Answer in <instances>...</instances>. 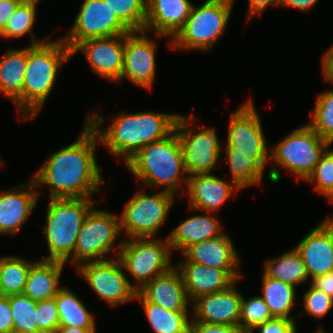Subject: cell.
<instances>
[{
  "mask_svg": "<svg viewBox=\"0 0 333 333\" xmlns=\"http://www.w3.org/2000/svg\"><path fill=\"white\" fill-rule=\"evenodd\" d=\"M79 135L73 144L50 154L33 177L37 186L48 185L50 198H91L103 184L95 156L99 137L88 122Z\"/></svg>",
  "mask_w": 333,
  "mask_h": 333,
  "instance_id": "cell-1",
  "label": "cell"
},
{
  "mask_svg": "<svg viewBox=\"0 0 333 333\" xmlns=\"http://www.w3.org/2000/svg\"><path fill=\"white\" fill-rule=\"evenodd\" d=\"M178 116L152 111L119 112L110 127L101 131L104 118L96 111L88 116L87 122L96 131L100 145L106 146L112 154L122 156L126 163L145 146L169 136L175 129Z\"/></svg>",
  "mask_w": 333,
  "mask_h": 333,
  "instance_id": "cell-2",
  "label": "cell"
},
{
  "mask_svg": "<svg viewBox=\"0 0 333 333\" xmlns=\"http://www.w3.org/2000/svg\"><path fill=\"white\" fill-rule=\"evenodd\" d=\"M72 52L65 42L48 40L28 46V62L21 95L14 101L23 119H34L56 82L57 73Z\"/></svg>",
  "mask_w": 333,
  "mask_h": 333,
  "instance_id": "cell-3",
  "label": "cell"
},
{
  "mask_svg": "<svg viewBox=\"0 0 333 333\" xmlns=\"http://www.w3.org/2000/svg\"><path fill=\"white\" fill-rule=\"evenodd\" d=\"M126 165L150 189L164 186V191L177 195V187L182 184V174L187 185L188 175L183 166L180 142L175 130L169 136L139 150Z\"/></svg>",
  "mask_w": 333,
  "mask_h": 333,
  "instance_id": "cell-4",
  "label": "cell"
},
{
  "mask_svg": "<svg viewBox=\"0 0 333 333\" xmlns=\"http://www.w3.org/2000/svg\"><path fill=\"white\" fill-rule=\"evenodd\" d=\"M97 201L91 198H50L44 234L49 256L43 260L66 262L73 253L82 224Z\"/></svg>",
  "mask_w": 333,
  "mask_h": 333,
  "instance_id": "cell-5",
  "label": "cell"
},
{
  "mask_svg": "<svg viewBox=\"0 0 333 333\" xmlns=\"http://www.w3.org/2000/svg\"><path fill=\"white\" fill-rule=\"evenodd\" d=\"M233 3L234 0H206L202 6H193L169 47L209 51L226 30Z\"/></svg>",
  "mask_w": 333,
  "mask_h": 333,
  "instance_id": "cell-6",
  "label": "cell"
},
{
  "mask_svg": "<svg viewBox=\"0 0 333 333\" xmlns=\"http://www.w3.org/2000/svg\"><path fill=\"white\" fill-rule=\"evenodd\" d=\"M117 249V257L124 271L137 282V292L155 277L167 273L173 266L168 238L165 241L155 237L130 238L120 242Z\"/></svg>",
  "mask_w": 333,
  "mask_h": 333,
  "instance_id": "cell-7",
  "label": "cell"
},
{
  "mask_svg": "<svg viewBox=\"0 0 333 333\" xmlns=\"http://www.w3.org/2000/svg\"><path fill=\"white\" fill-rule=\"evenodd\" d=\"M330 145L306 124L273 146L270 160L306 180Z\"/></svg>",
  "mask_w": 333,
  "mask_h": 333,
  "instance_id": "cell-8",
  "label": "cell"
},
{
  "mask_svg": "<svg viewBox=\"0 0 333 333\" xmlns=\"http://www.w3.org/2000/svg\"><path fill=\"white\" fill-rule=\"evenodd\" d=\"M174 197V194L164 190L151 196L141 190L136 192L119 216L120 230L124 229L130 238L156 237L168 218Z\"/></svg>",
  "mask_w": 333,
  "mask_h": 333,
  "instance_id": "cell-9",
  "label": "cell"
},
{
  "mask_svg": "<svg viewBox=\"0 0 333 333\" xmlns=\"http://www.w3.org/2000/svg\"><path fill=\"white\" fill-rule=\"evenodd\" d=\"M120 230L119 216L95 209L87 214L77 236L73 264L106 260L105 255L114 251L115 240Z\"/></svg>",
  "mask_w": 333,
  "mask_h": 333,
  "instance_id": "cell-10",
  "label": "cell"
},
{
  "mask_svg": "<svg viewBox=\"0 0 333 333\" xmlns=\"http://www.w3.org/2000/svg\"><path fill=\"white\" fill-rule=\"evenodd\" d=\"M194 117L178 116L175 132L180 142L183 166L188 176L211 173L220 158L221 146L214 128L193 133Z\"/></svg>",
  "mask_w": 333,
  "mask_h": 333,
  "instance_id": "cell-11",
  "label": "cell"
},
{
  "mask_svg": "<svg viewBox=\"0 0 333 333\" xmlns=\"http://www.w3.org/2000/svg\"><path fill=\"white\" fill-rule=\"evenodd\" d=\"M226 153H243L253 158L263 169L270 163L260 117L251 99L232 113L228 128Z\"/></svg>",
  "mask_w": 333,
  "mask_h": 333,
  "instance_id": "cell-12",
  "label": "cell"
},
{
  "mask_svg": "<svg viewBox=\"0 0 333 333\" xmlns=\"http://www.w3.org/2000/svg\"><path fill=\"white\" fill-rule=\"evenodd\" d=\"M92 290L111 306H118L135 299L136 285L126 277L118 257L85 262L77 267Z\"/></svg>",
  "mask_w": 333,
  "mask_h": 333,
  "instance_id": "cell-13",
  "label": "cell"
},
{
  "mask_svg": "<svg viewBox=\"0 0 333 333\" xmlns=\"http://www.w3.org/2000/svg\"><path fill=\"white\" fill-rule=\"evenodd\" d=\"M72 26L62 38L70 50L86 39L131 32L103 0H83Z\"/></svg>",
  "mask_w": 333,
  "mask_h": 333,
  "instance_id": "cell-14",
  "label": "cell"
},
{
  "mask_svg": "<svg viewBox=\"0 0 333 333\" xmlns=\"http://www.w3.org/2000/svg\"><path fill=\"white\" fill-rule=\"evenodd\" d=\"M156 43L146 36V31L124 34V66L120 81L127 78L132 83L151 89L156 74Z\"/></svg>",
  "mask_w": 333,
  "mask_h": 333,
  "instance_id": "cell-15",
  "label": "cell"
},
{
  "mask_svg": "<svg viewBox=\"0 0 333 333\" xmlns=\"http://www.w3.org/2000/svg\"><path fill=\"white\" fill-rule=\"evenodd\" d=\"M84 53L92 70L101 77L118 82L124 66V34L86 39L72 50Z\"/></svg>",
  "mask_w": 333,
  "mask_h": 333,
  "instance_id": "cell-16",
  "label": "cell"
},
{
  "mask_svg": "<svg viewBox=\"0 0 333 333\" xmlns=\"http://www.w3.org/2000/svg\"><path fill=\"white\" fill-rule=\"evenodd\" d=\"M311 280L333 272V218L327 216L294 247Z\"/></svg>",
  "mask_w": 333,
  "mask_h": 333,
  "instance_id": "cell-17",
  "label": "cell"
},
{
  "mask_svg": "<svg viewBox=\"0 0 333 333\" xmlns=\"http://www.w3.org/2000/svg\"><path fill=\"white\" fill-rule=\"evenodd\" d=\"M236 282L228 289L198 297L191 303L194 318L191 322L238 326L242 294Z\"/></svg>",
  "mask_w": 333,
  "mask_h": 333,
  "instance_id": "cell-18",
  "label": "cell"
},
{
  "mask_svg": "<svg viewBox=\"0 0 333 333\" xmlns=\"http://www.w3.org/2000/svg\"><path fill=\"white\" fill-rule=\"evenodd\" d=\"M176 268L183 276L190 302L200 296L226 290L243 277L238 271H224L192 262H180Z\"/></svg>",
  "mask_w": 333,
  "mask_h": 333,
  "instance_id": "cell-19",
  "label": "cell"
},
{
  "mask_svg": "<svg viewBox=\"0 0 333 333\" xmlns=\"http://www.w3.org/2000/svg\"><path fill=\"white\" fill-rule=\"evenodd\" d=\"M35 186L32 179L16 189L0 193V234H17L30 217L39 197V192L33 190Z\"/></svg>",
  "mask_w": 333,
  "mask_h": 333,
  "instance_id": "cell-20",
  "label": "cell"
},
{
  "mask_svg": "<svg viewBox=\"0 0 333 333\" xmlns=\"http://www.w3.org/2000/svg\"><path fill=\"white\" fill-rule=\"evenodd\" d=\"M192 8L189 0H146L144 31L153 30L156 37L172 39L185 24Z\"/></svg>",
  "mask_w": 333,
  "mask_h": 333,
  "instance_id": "cell-21",
  "label": "cell"
},
{
  "mask_svg": "<svg viewBox=\"0 0 333 333\" xmlns=\"http://www.w3.org/2000/svg\"><path fill=\"white\" fill-rule=\"evenodd\" d=\"M148 302L167 311L189 312L191 304L181 272L172 267L167 273L155 277L138 291Z\"/></svg>",
  "mask_w": 333,
  "mask_h": 333,
  "instance_id": "cell-22",
  "label": "cell"
},
{
  "mask_svg": "<svg viewBox=\"0 0 333 333\" xmlns=\"http://www.w3.org/2000/svg\"><path fill=\"white\" fill-rule=\"evenodd\" d=\"M187 191L189 193L190 207L194 210L214 212L240 188L233 182L207 174H194L188 176Z\"/></svg>",
  "mask_w": 333,
  "mask_h": 333,
  "instance_id": "cell-23",
  "label": "cell"
},
{
  "mask_svg": "<svg viewBox=\"0 0 333 333\" xmlns=\"http://www.w3.org/2000/svg\"><path fill=\"white\" fill-rule=\"evenodd\" d=\"M183 262H192L224 271H238L240 258L225 233L190 246L183 254Z\"/></svg>",
  "mask_w": 333,
  "mask_h": 333,
  "instance_id": "cell-24",
  "label": "cell"
},
{
  "mask_svg": "<svg viewBox=\"0 0 333 333\" xmlns=\"http://www.w3.org/2000/svg\"><path fill=\"white\" fill-rule=\"evenodd\" d=\"M221 227L219 219L210 213L187 218L168 236L171 252L177 249L182 255L190 246L222 235Z\"/></svg>",
  "mask_w": 333,
  "mask_h": 333,
  "instance_id": "cell-25",
  "label": "cell"
},
{
  "mask_svg": "<svg viewBox=\"0 0 333 333\" xmlns=\"http://www.w3.org/2000/svg\"><path fill=\"white\" fill-rule=\"evenodd\" d=\"M65 263L39 260L30 267L23 294L34 301L47 300L57 295Z\"/></svg>",
  "mask_w": 333,
  "mask_h": 333,
  "instance_id": "cell-26",
  "label": "cell"
},
{
  "mask_svg": "<svg viewBox=\"0 0 333 333\" xmlns=\"http://www.w3.org/2000/svg\"><path fill=\"white\" fill-rule=\"evenodd\" d=\"M27 62L28 47L8 49L0 60V92L12 102L22 93Z\"/></svg>",
  "mask_w": 333,
  "mask_h": 333,
  "instance_id": "cell-27",
  "label": "cell"
},
{
  "mask_svg": "<svg viewBox=\"0 0 333 333\" xmlns=\"http://www.w3.org/2000/svg\"><path fill=\"white\" fill-rule=\"evenodd\" d=\"M59 311V326L79 327L95 330L96 323L82 301L69 289L61 287L55 296Z\"/></svg>",
  "mask_w": 333,
  "mask_h": 333,
  "instance_id": "cell-28",
  "label": "cell"
},
{
  "mask_svg": "<svg viewBox=\"0 0 333 333\" xmlns=\"http://www.w3.org/2000/svg\"><path fill=\"white\" fill-rule=\"evenodd\" d=\"M141 301L146 318L155 333H189V312L167 311L148 302L139 292L135 300Z\"/></svg>",
  "mask_w": 333,
  "mask_h": 333,
  "instance_id": "cell-29",
  "label": "cell"
},
{
  "mask_svg": "<svg viewBox=\"0 0 333 333\" xmlns=\"http://www.w3.org/2000/svg\"><path fill=\"white\" fill-rule=\"evenodd\" d=\"M262 293L261 298L267 304L270 313L274 318H288L291 317V310L295 304L296 287L267 277L263 273L262 277Z\"/></svg>",
  "mask_w": 333,
  "mask_h": 333,
  "instance_id": "cell-30",
  "label": "cell"
},
{
  "mask_svg": "<svg viewBox=\"0 0 333 333\" xmlns=\"http://www.w3.org/2000/svg\"><path fill=\"white\" fill-rule=\"evenodd\" d=\"M264 274L293 286L304 283L309 279L303 259L295 248L278 258L265 262Z\"/></svg>",
  "mask_w": 333,
  "mask_h": 333,
  "instance_id": "cell-31",
  "label": "cell"
},
{
  "mask_svg": "<svg viewBox=\"0 0 333 333\" xmlns=\"http://www.w3.org/2000/svg\"><path fill=\"white\" fill-rule=\"evenodd\" d=\"M35 262H27L17 256L0 258V295L22 294L30 267Z\"/></svg>",
  "mask_w": 333,
  "mask_h": 333,
  "instance_id": "cell-32",
  "label": "cell"
},
{
  "mask_svg": "<svg viewBox=\"0 0 333 333\" xmlns=\"http://www.w3.org/2000/svg\"><path fill=\"white\" fill-rule=\"evenodd\" d=\"M39 1L41 2V0H23L0 32V37H22L29 33L32 38L31 45L47 41L46 39H36L32 32L36 19V5Z\"/></svg>",
  "mask_w": 333,
  "mask_h": 333,
  "instance_id": "cell-33",
  "label": "cell"
},
{
  "mask_svg": "<svg viewBox=\"0 0 333 333\" xmlns=\"http://www.w3.org/2000/svg\"><path fill=\"white\" fill-rule=\"evenodd\" d=\"M232 181L240 188L260 184L264 169L248 154L226 153Z\"/></svg>",
  "mask_w": 333,
  "mask_h": 333,
  "instance_id": "cell-34",
  "label": "cell"
},
{
  "mask_svg": "<svg viewBox=\"0 0 333 333\" xmlns=\"http://www.w3.org/2000/svg\"><path fill=\"white\" fill-rule=\"evenodd\" d=\"M13 332L42 333L36 325L37 301L22 294L9 295Z\"/></svg>",
  "mask_w": 333,
  "mask_h": 333,
  "instance_id": "cell-35",
  "label": "cell"
},
{
  "mask_svg": "<svg viewBox=\"0 0 333 333\" xmlns=\"http://www.w3.org/2000/svg\"><path fill=\"white\" fill-rule=\"evenodd\" d=\"M316 98L312 119L307 125L322 139L333 144V90H326Z\"/></svg>",
  "mask_w": 333,
  "mask_h": 333,
  "instance_id": "cell-36",
  "label": "cell"
},
{
  "mask_svg": "<svg viewBox=\"0 0 333 333\" xmlns=\"http://www.w3.org/2000/svg\"><path fill=\"white\" fill-rule=\"evenodd\" d=\"M131 30L143 31L146 21V0H103Z\"/></svg>",
  "mask_w": 333,
  "mask_h": 333,
  "instance_id": "cell-37",
  "label": "cell"
},
{
  "mask_svg": "<svg viewBox=\"0 0 333 333\" xmlns=\"http://www.w3.org/2000/svg\"><path fill=\"white\" fill-rule=\"evenodd\" d=\"M273 318L261 296L251 297L248 300L242 296L238 326L245 333H251L257 326Z\"/></svg>",
  "mask_w": 333,
  "mask_h": 333,
  "instance_id": "cell-38",
  "label": "cell"
},
{
  "mask_svg": "<svg viewBox=\"0 0 333 333\" xmlns=\"http://www.w3.org/2000/svg\"><path fill=\"white\" fill-rule=\"evenodd\" d=\"M315 183L314 190L325 195L333 203V150H326L313 172L305 180Z\"/></svg>",
  "mask_w": 333,
  "mask_h": 333,
  "instance_id": "cell-39",
  "label": "cell"
},
{
  "mask_svg": "<svg viewBox=\"0 0 333 333\" xmlns=\"http://www.w3.org/2000/svg\"><path fill=\"white\" fill-rule=\"evenodd\" d=\"M36 325L42 333H56L59 327V311L55 297L37 301Z\"/></svg>",
  "mask_w": 333,
  "mask_h": 333,
  "instance_id": "cell-40",
  "label": "cell"
},
{
  "mask_svg": "<svg viewBox=\"0 0 333 333\" xmlns=\"http://www.w3.org/2000/svg\"><path fill=\"white\" fill-rule=\"evenodd\" d=\"M304 309L309 316L323 318L333 307V300L323 291L316 289L312 284L303 296Z\"/></svg>",
  "mask_w": 333,
  "mask_h": 333,
  "instance_id": "cell-41",
  "label": "cell"
},
{
  "mask_svg": "<svg viewBox=\"0 0 333 333\" xmlns=\"http://www.w3.org/2000/svg\"><path fill=\"white\" fill-rule=\"evenodd\" d=\"M296 328L294 319L273 318L257 326L251 333H255L256 329L259 333H297Z\"/></svg>",
  "mask_w": 333,
  "mask_h": 333,
  "instance_id": "cell-42",
  "label": "cell"
},
{
  "mask_svg": "<svg viewBox=\"0 0 333 333\" xmlns=\"http://www.w3.org/2000/svg\"><path fill=\"white\" fill-rule=\"evenodd\" d=\"M189 333H245L239 326L191 322Z\"/></svg>",
  "mask_w": 333,
  "mask_h": 333,
  "instance_id": "cell-43",
  "label": "cell"
},
{
  "mask_svg": "<svg viewBox=\"0 0 333 333\" xmlns=\"http://www.w3.org/2000/svg\"><path fill=\"white\" fill-rule=\"evenodd\" d=\"M13 332V318L9 296L0 295V333Z\"/></svg>",
  "mask_w": 333,
  "mask_h": 333,
  "instance_id": "cell-44",
  "label": "cell"
},
{
  "mask_svg": "<svg viewBox=\"0 0 333 333\" xmlns=\"http://www.w3.org/2000/svg\"><path fill=\"white\" fill-rule=\"evenodd\" d=\"M23 0H4L0 1V32L6 26L19 4Z\"/></svg>",
  "mask_w": 333,
  "mask_h": 333,
  "instance_id": "cell-45",
  "label": "cell"
},
{
  "mask_svg": "<svg viewBox=\"0 0 333 333\" xmlns=\"http://www.w3.org/2000/svg\"><path fill=\"white\" fill-rule=\"evenodd\" d=\"M311 284L318 290L323 291L333 300V272L319 275L311 280Z\"/></svg>",
  "mask_w": 333,
  "mask_h": 333,
  "instance_id": "cell-46",
  "label": "cell"
},
{
  "mask_svg": "<svg viewBox=\"0 0 333 333\" xmlns=\"http://www.w3.org/2000/svg\"><path fill=\"white\" fill-rule=\"evenodd\" d=\"M281 0H248L249 10L247 13V19H251L254 15L261 16V13L269 6L280 7Z\"/></svg>",
  "mask_w": 333,
  "mask_h": 333,
  "instance_id": "cell-47",
  "label": "cell"
},
{
  "mask_svg": "<svg viewBox=\"0 0 333 333\" xmlns=\"http://www.w3.org/2000/svg\"><path fill=\"white\" fill-rule=\"evenodd\" d=\"M322 71L324 78L333 83V46L327 50L322 59Z\"/></svg>",
  "mask_w": 333,
  "mask_h": 333,
  "instance_id": "cell-48",
  "label": "cell"
},
{
  "mask_svg": "<svg viewBox=\"0 0 333 333\" xmlns=\"http://www.w3.org/2000/svg\"><path fill=\"white\" fill-rule=\"evenodd\" d=\"M319 0H281L280 6L295 8L301 11H309Z\"/></svg>",
  "mask_w": 333,
  "mask_h": 333,
  "instance_id": "cell-49",
  "label": "cell"
},
{
  "mask_svg": "<svg viewBox=\"0 0 333 333\" xmlns=\"http://www.w3.org/2000/svg\"><path fill=\"white\" fill-rule=\"evenodd\" d=\"M96 330H86L79 327L59 326L56 333H95Z\"/></svg>",
  "mask_w": 333,
  "mask_h": 333,
  "instance_id": "cell-50",
  "label": "cell"
},
{
  "mask_svg": "<svg viewBox=\"0 0 333 333\" xmlns=\"http://www.w3.org/2000/svg\"><path fill=\"white\" fill-rule=\"evenodd\" d=\"M317 333H326V332L323 331L322 328H319V330L317 331Z\"/></svg>",
  "mask_w": 333,
  "mask_h": 333,
  "instance_id": "cell-51",
  "label": "cell"
}]
</instances>
